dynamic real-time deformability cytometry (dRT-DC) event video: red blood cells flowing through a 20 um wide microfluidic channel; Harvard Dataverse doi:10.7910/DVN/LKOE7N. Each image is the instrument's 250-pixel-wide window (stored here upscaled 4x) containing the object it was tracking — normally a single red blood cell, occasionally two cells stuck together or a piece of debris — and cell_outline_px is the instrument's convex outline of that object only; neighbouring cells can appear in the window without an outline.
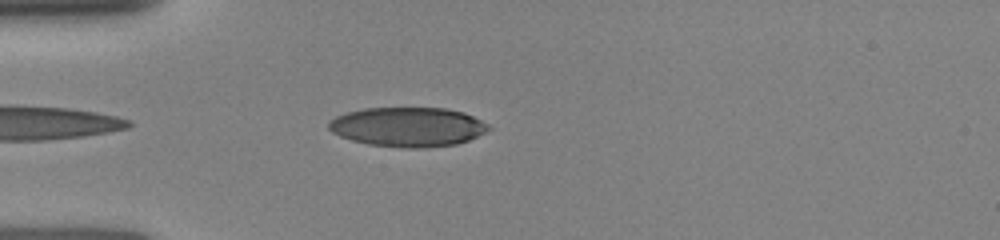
{"species": "human", "species_latin": "Homo sapiens", "temperature_condition": "room temperature", "stored_images_in_passage": 31, "camera_frame_rate_fps": 3000, "um_per_image_px": 0.085, "donor": {"sex": "female"}, "frame": {"image": 1, "passage_image": 2, "time_ms": 0.333, "image_size_px": [1000, 240], "cell_outline_px": [[492, 128], [468, 140], [456, 144], [424, 148], [404, 148], [368, 144], [352, 140], [340, 136], [332, 132], [328, 128], [328, 120], [336, 116], [348, 112], [364, 108], [448, 108], [464, 112], [488, 124]], "centroid_in_image_um": [34.65, 10.78], "position_along_channel_um": 50.4, "area_um2": 36.76}}
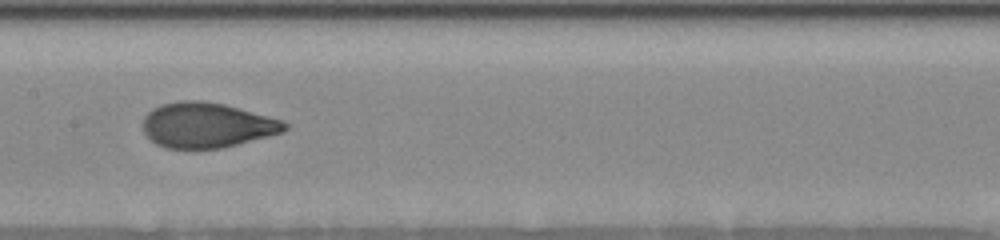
{"frame": {"image": 2, "passage_image": 11, "time_ms": 4.0, "image_size_px": [1000, 240], "cell_outline_px": [[288, 128], [284, 132], [224, 148], [192, 152], [164, 148], [156, 144], [144, 132], [144, 116], [152, 108], [160, 104], [180, 100], [204, 100], [224, 104], [240, 108], [284, 120], [288, 124]], "centroid_in_image_um": [17.59, 10.67], "position_along_channel_um": 189.8, "area_um2": 38.44}}
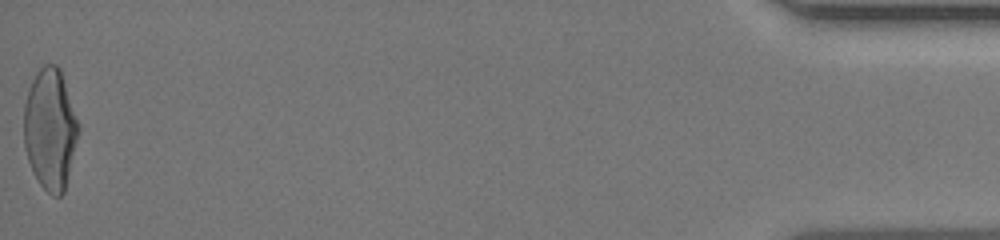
{"frame": {"image": 3, "passage_image": 31, "time_ms": 12.0, "image_size_px": [1000, 240], "cell_outline_px": [[80, 128], [64, 192], [60, 196], [52, 196], [40, 184], [32, 172], [24, 148], [24, 104], [28, 88], [36, 72], [44, 64], [56, 64], [60, 68]], "centroid_in_image_um": [4.25, 10.97], "position_along_channel_um": 431.0, "area_um2": 38.49}}